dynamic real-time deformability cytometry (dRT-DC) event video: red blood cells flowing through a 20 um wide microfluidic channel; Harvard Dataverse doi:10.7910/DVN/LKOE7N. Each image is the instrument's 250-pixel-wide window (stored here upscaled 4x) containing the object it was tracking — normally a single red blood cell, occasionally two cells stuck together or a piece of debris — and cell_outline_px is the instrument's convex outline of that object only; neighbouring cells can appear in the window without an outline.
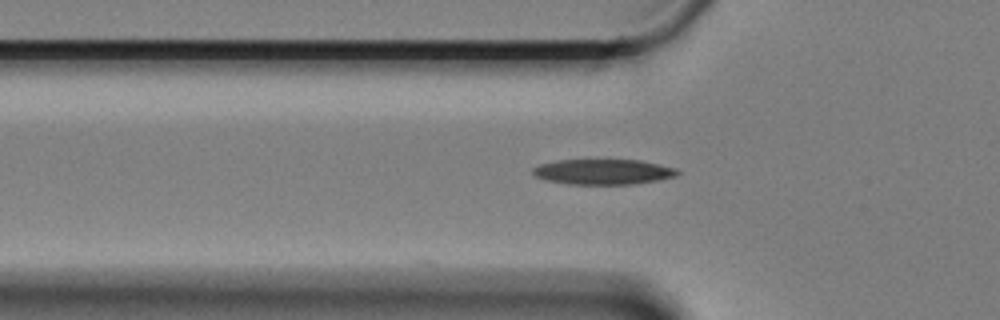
{"species": "Egyptian fruit bat (a non-hibernating species)", "species_latin": "Rousettus aegyptiacus", "temperature_condition": "cold", "stored_images_in_passage": 42, "camera_frame_rate_fps": 3000, "um_per_image_px": 0.085, "animal": {"sex": "female"}, "frame": {"image": 1, "passage_image": 3, "time_ms": 0.667, "image_size_px": [1000, 320], "cell_outline_px": [[680, 172], [676, 176], [656, 180], [632, 184], [568, 184], [544, 180], [536, 176], [532, 172], [532, 168], [540, 164], [560, 160], [640, 160], [660, 164], [676, 168]], "centroid_in_image_um": [51.26, 14.6], "position_along_channel_um": 74.5, "area_um2": 21.27}}
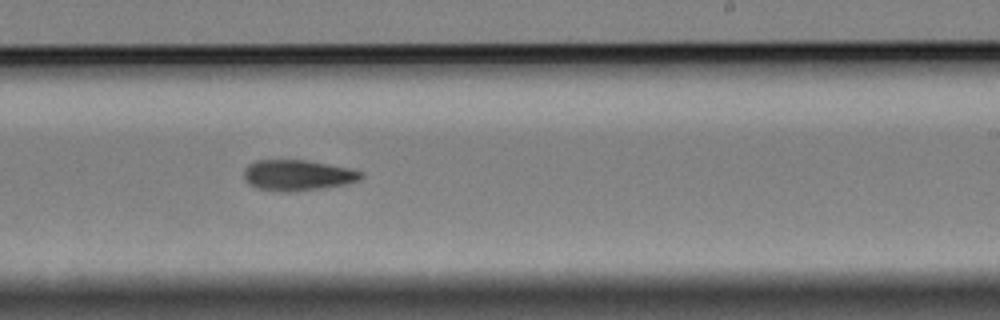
{"frame": {"image": 2, "passage_image": 20, "time_ms": 6.333, "image_size_px": [1000, 320], "cell_outline_px": [[364, 176], [360, 180], [344, 184], [324, 188], [288, 192], [284, 192], [256, 188], [248, 184], [244, 180], [244, 168], [248, 164], [256, 160], [304, 160], [348, 168], [360, 172]], "centroid_in_image_um": [25.24, 14.9], "position_along_channel_um": 263.8, "area_um2": 20.92}}
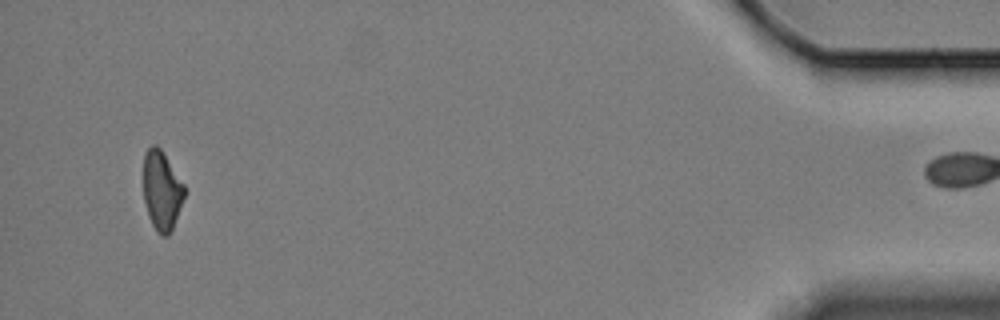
{"frame": {"image": 3, "passage_image": 41, "time_ms": 13.333, "image_size_px": [1000, 320], "cell_outline_px": [[184, 196], [172, 228], [168, 236], [160, 236], [156, 232], [148, 216], [144, 200], [144, 152], [152, 144], [156, 144], [160, 148], [184, 184]], "centroid_in_image_um": [13.73, 16.19], "position_along_channel_um": 421.5, "area_um2": 18.73}}